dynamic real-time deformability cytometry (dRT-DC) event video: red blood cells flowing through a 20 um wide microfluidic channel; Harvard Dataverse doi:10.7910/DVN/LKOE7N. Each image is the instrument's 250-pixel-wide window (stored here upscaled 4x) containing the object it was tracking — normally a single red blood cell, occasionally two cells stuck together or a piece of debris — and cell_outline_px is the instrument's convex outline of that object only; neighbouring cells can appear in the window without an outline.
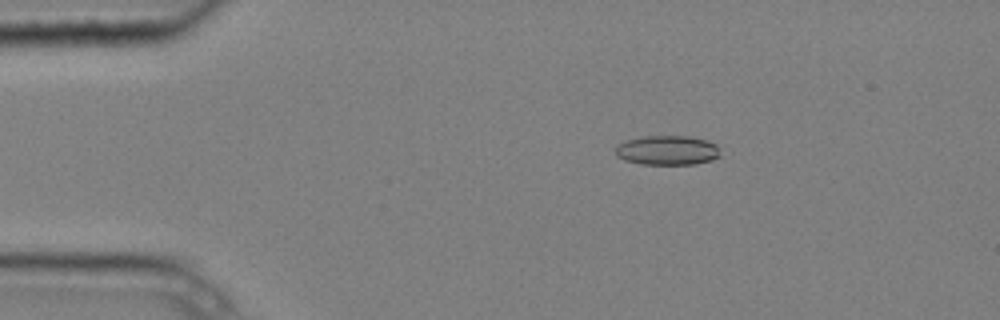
{"species": "common noctule bat (a hibernating species)", "species_latin": "Nyctalus noctula", "temperature_condition": "cold", "stored_images_in_passage": 6, "camera_frame_rate_fps": 3000, "um_per_image_px": 0.085, "animal": {"sex": "male", "body_mass_g": 20.4}, "frame": {"image": 1, "passage_image": 3, "time_ms": 0.667, "image_size_px": [1000, 320], "cell_outline_px": [[720, 156], [712, 160], [696, 164], [640, 164], [624, 160], [616, 156], [616, 148], [620, 144], [628, 140], [644, 136], [688, 136], [704, 140], [716, 144]], "centroid_in_image_um": [56.72, 12.78], "position_along_channel_um": 28.3, "area_um2": 17.86}}
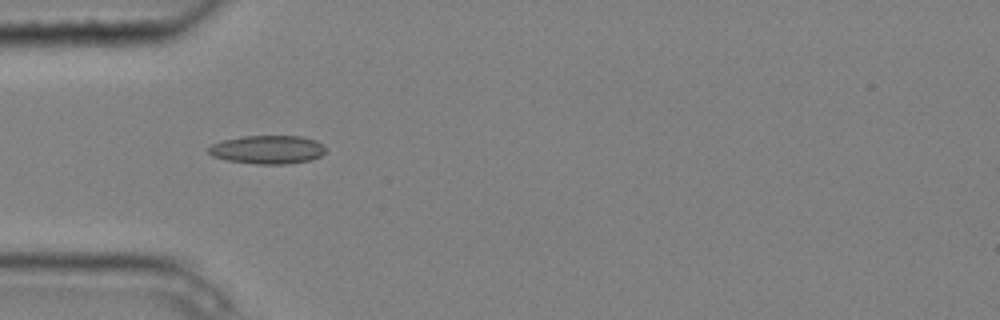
{"frame": {"image": 2, "passage_image": 5, "time_ms": 1.333, "image_size_px": [1000, 320], "cell_outline_px": [[324, 152], [320, 156], [312, 160], [284, 164], [256, 164], [228, 160], [212, 156], [208, 152], [208, 148], [212, 144], [224, 140], [244, 136], [300, 136], [316, 140], [324, 144]], "centroid_in_image_um": [22.76, 12.71], "position_along_channel_um": 62.2, "area_um2": 19.36}}
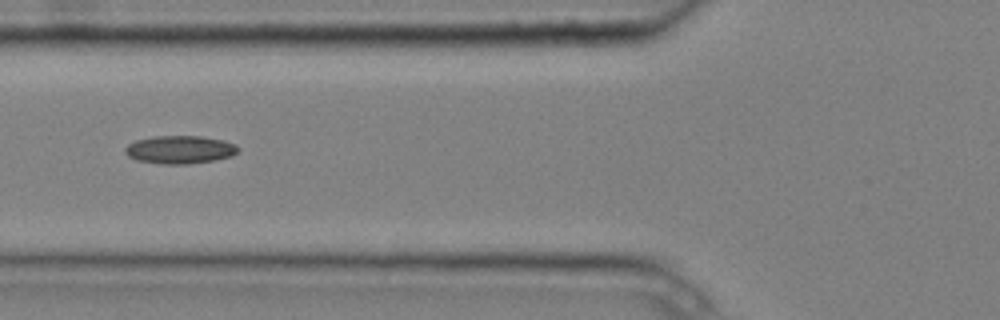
{"frame": {"image": 3, "passage_image": 6, "time_ms": 1.667, "image_size_px": [1000, 320], "cell_outline_px": [[240, 148], [232, 156], [216, 160], [188, 164], [160, 164], [136, 160], [128, 156], [124, 152], [124, 148], [128, 144], [136, 140], [152, 136], [200, 136], [224, 140], [236, 144]], "centroid_in_image_um": [15.28, 12.72], "position_along_channel_um": 110.5, "area_um2": 18.67}}